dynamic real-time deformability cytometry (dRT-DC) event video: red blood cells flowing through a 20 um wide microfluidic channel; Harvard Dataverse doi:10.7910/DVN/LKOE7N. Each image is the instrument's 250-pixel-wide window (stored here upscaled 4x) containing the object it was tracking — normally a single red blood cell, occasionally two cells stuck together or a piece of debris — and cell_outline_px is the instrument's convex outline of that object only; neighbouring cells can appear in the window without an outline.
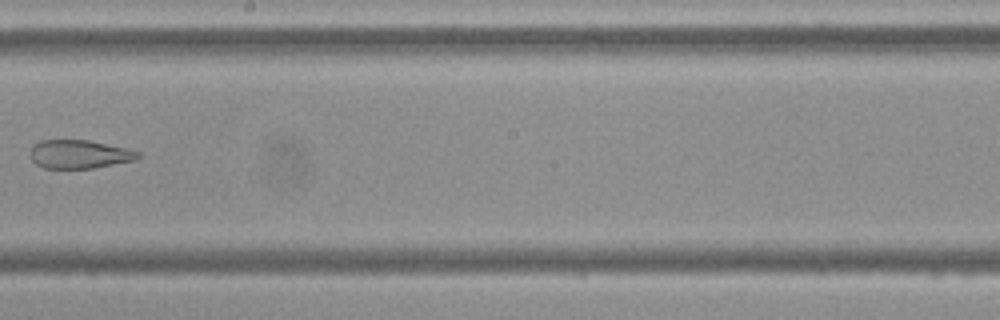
{"species": "Egyptian fruit bat (a non-hibernating species)", "species_latin": "Rousettus aegyptiacus", "temperature_condition": "cold", "stored_images_in_passage": 9, "camera_frame_rate_fps": 3000, "um_per_image_px": 0.085, "frame": {"image": 1, "passage_image": 8, "time_ms": 8.333, "image_size_px": [1000, 320], "cell_outline_px": [[140, 156], [136, 160], [92, 168], [44, 168], [36, 164], [32, 160], [32, 144], [40, 140], [88, 140], [128, 148], [140, 152]], "centroid_in_image_um": [6.76, 13.1], "position_along_channel_um": 241.4, "area_um2": 17.86}}